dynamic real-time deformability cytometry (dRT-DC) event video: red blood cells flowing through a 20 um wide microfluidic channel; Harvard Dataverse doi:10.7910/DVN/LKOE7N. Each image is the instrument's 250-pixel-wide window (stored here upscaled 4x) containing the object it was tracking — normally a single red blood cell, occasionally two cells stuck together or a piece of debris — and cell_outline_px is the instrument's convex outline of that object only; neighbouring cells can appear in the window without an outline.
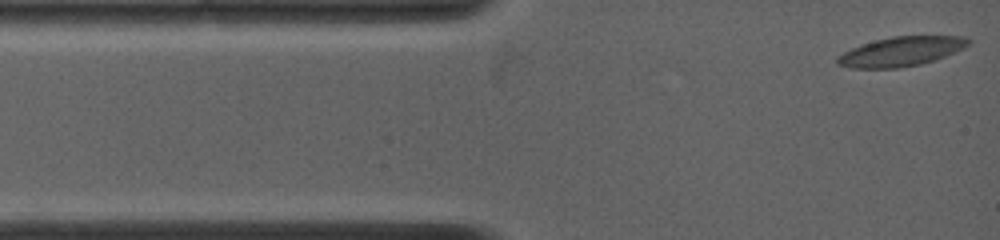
{"species": "common noctule bat (a hibernating species)", "species_latin": "Nyctalus noctula", "temperature_condition": "warm", "stored_images_in_passage": 65, "camera_frame_rate_fps": 5000, "um_per_image_px": 0.085, "animal": {"sex": "female", "body_mass_g": 19.0, "forearm_length_mm": 53.3}, "frame": {"image": 1, "passage_image": 1, "time_ms": 0.0, "image_size_px": [1000, 240], "cell_outline_px": [[972, 40], [968, 44], [936, 60], [920, 64], [900, 68], [848, 68], [836, 64], [836, 56], [852, 48], [876, 40], [892, 36], [964, 36]], "centroid_in_image_um": [76.54, 4.38], "position_along_channel_um": 8.5, "area_um2": 22.25}}
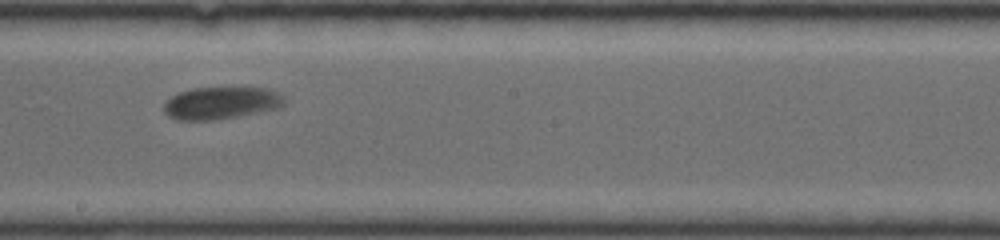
{"frame": {"image": 2, "passage_image": 36, "time_ms": 7.0, "image_size_px": [1000, 240], "cell_outline_px": [[284, 104], [280, 108], [236, 116], [212, 120], [180, 120], [168, 116], [164, 112], [164, 104], [172, 96], [180, 92], [192, 88], [268, 88], [284, 96]], "centroid_in_image_um": [18.8, 8.75], "position_along_channel_um": 229.4, "area_um2": 22.43}}
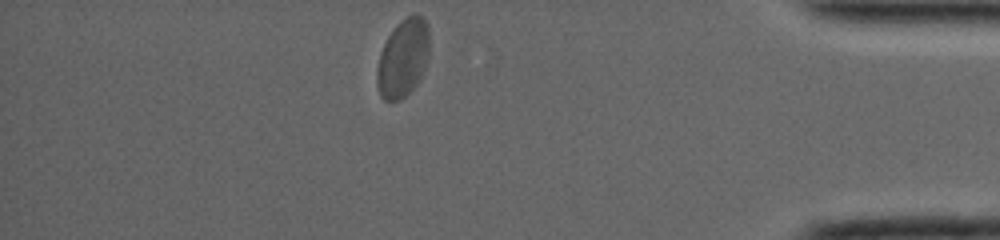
{"frame": {"image": 3, "passage_image": 64, "time_ms": 12.6, "image_size_px": [1000, 240], "cell_outline_px": [[428, 56], [420, 80], [400, 100], [384, 100], [380, 96], [376, 84], [376, 68], [380, 52], [392, 28], [400, 20], [416, 12], [428, 24]], "centroid_in_image_um": [34.23, 4.92], "position_along_channel_um": 401.0, "area_um2": 23.93}, "authors_computed_cell_mechanics": {"area_um2": 22.7154, "velocity_mm_per_s": 3.8108, "shape_relaxation_time_tau1_ms": 3.0941, "shape_relaxation_time_tau2_ms": null, "deformation_change_tau1": 0.0887, "deformation_change_tau2": null}}